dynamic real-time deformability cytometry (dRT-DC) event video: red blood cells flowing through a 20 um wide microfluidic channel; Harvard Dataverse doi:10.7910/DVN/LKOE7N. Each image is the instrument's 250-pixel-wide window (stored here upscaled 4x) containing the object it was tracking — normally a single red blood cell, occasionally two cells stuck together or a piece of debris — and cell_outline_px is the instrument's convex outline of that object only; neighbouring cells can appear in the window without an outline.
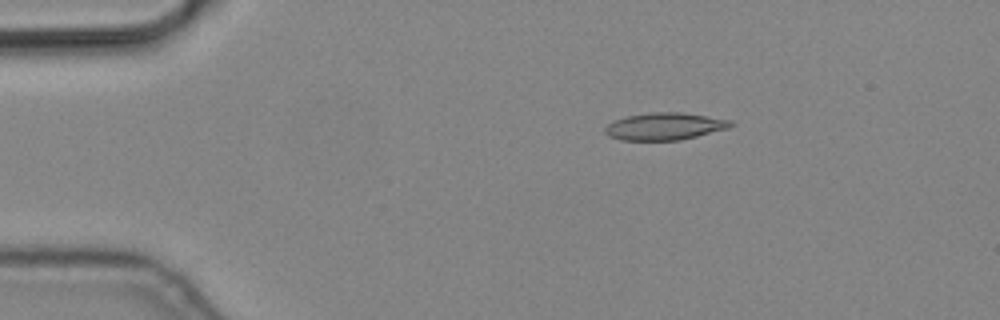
{"species": "common noctule bat (a hibernating species)", "species_latin": "Nyctalus noctula", "temperature_condition": "cold", "stored_images_in_passage": 6, "camera_frame_rate_fps": 3000, "um_per_image_px": 0.085, "animal": {"sex": "male", "body_mass_g": 19.2, "forearm_length_mm": 51.8}, "frame": {"image": 1, "passage_image": 6, "time_ms": 1.667, "image_size_px": [1000, 320], "cell_outline_px": [[736, 124], [728, 128], [680, 140], [620, 140], [608, 136], [604, 132], [604, 128], [608, 124], [616, 120], [628, 116], [652, 112], [680, 112], [732, 120]], "centroid_in_image_um": [56.5, 10.74], "position_along_channel_um": 28.5, "area_um2": 19.83}}